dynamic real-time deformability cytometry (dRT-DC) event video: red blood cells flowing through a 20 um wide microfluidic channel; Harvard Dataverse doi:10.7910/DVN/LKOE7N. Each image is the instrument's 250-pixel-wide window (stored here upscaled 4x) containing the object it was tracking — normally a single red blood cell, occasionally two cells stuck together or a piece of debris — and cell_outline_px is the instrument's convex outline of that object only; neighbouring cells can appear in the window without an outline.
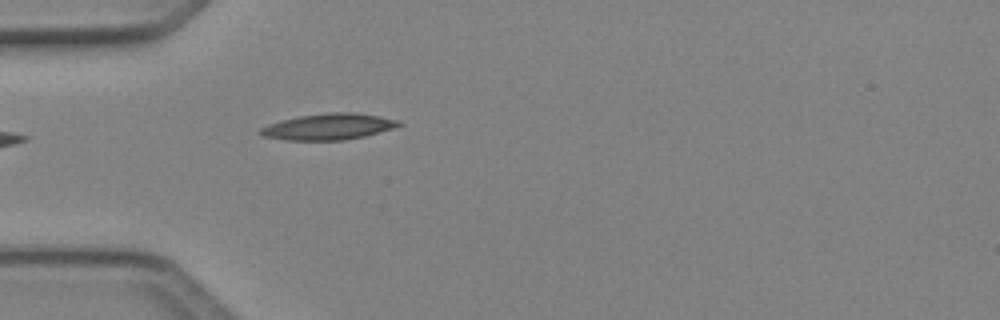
{"species": "Egyptian fruit bat (a non-hibernating species)", "species_latin": "Rousettus aegyptiacus", "temperature_condition": "cold", "stored_images_in_passage": 4, "camera_frame_rate_fps": 3000, "um_per_image_px": 0.085, "animal": {"sex": "female"}, "frame": {"image": 1, "passage_image": 4, "time_ms": 1.0, "image_size_px": [1000, 320], "cell_outline_px": [[404, 124], [396, 128], [364, 136], [344, 140], [288, 140], [264, 136], [260, 132], [260, 128], [268, 124], [300, 116], [328, 112], [356, 112], [380, 116], [400, 120]], "centroid_in_image_um": [28.02, 10.76], "position_along_channel_um": 57.0, "area_um2": 21.1}}